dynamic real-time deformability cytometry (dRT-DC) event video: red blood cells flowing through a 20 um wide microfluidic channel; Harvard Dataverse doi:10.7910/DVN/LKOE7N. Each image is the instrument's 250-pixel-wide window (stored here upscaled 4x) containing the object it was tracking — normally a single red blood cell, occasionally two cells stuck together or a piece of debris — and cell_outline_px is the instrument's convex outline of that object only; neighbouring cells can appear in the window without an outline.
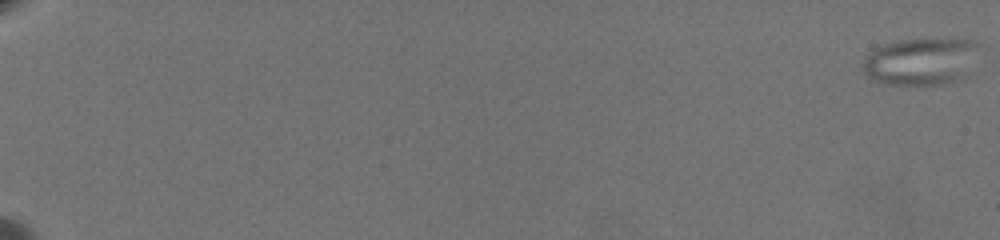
{"species": "common noctule bat (a hibernating species)", "species_latin": "Nyctalus noctula", "temperature_condition": "warm", "stored_images_in_passage": 65, "camera_frame_rate_fps": 3000, "um_per_image_px": 0.085, "animal": {"sex": "female", "body_mass_g": 19.5, "forearm_length_mm": 54.1}, "frame": {"image": 1, "passage_image": 1, "time_ms": 0.0, "image_size_px": [1000, 240], "cell_outline_px": [[976, 44], [964, 80], [940, 84], [888, 84], [872, 80], [864, 72], [864, 60], [876, 48], [884, 44], [900, 40], [968, 40]], "centroid_in_image_um": [78.2, 5.26], "position_along_channel_um": 6.8, "area_um2": 30.75}}
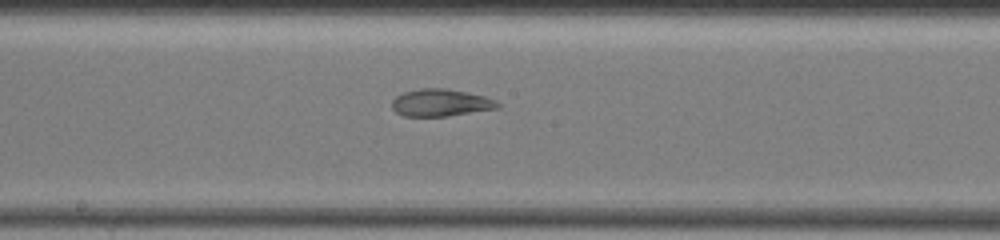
{"frame": {"image": 2, "passage_image": 40, "time_ms": 13.0, "image_size_px": [1000, 240], "cell_outline_px": [[500, 108], [448, 116], [404, 116], [396, 112], [392, 108], [392, 100], [396, 96], [404, 92], [420, 88], [448, 88], [468, 92], [484, 96], [496, 100], [500, 104]], "centroid_in_image_um": [37.48, 8.72], "position_along_channel_um": 210.7, "area_um2": 16.94}}
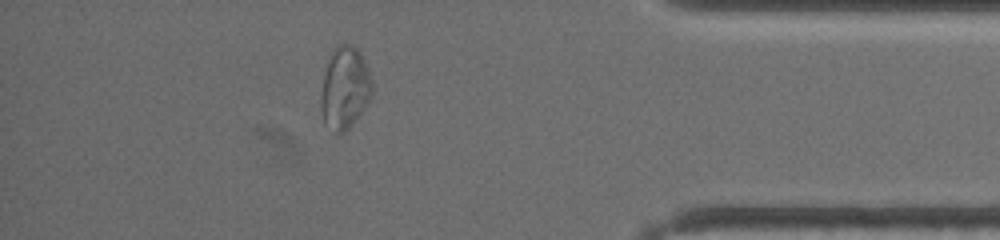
{"frame": {"image": 3, "passage_image": 59, "time_ms": 19.333, "image_size_px": [1000, 240], "cell_outline_px": [[372, 96], [348, 128], [340, 132], [336, 132], [324, 124], [320, 108], [320, 96], [324, 76], [328, 60], [332, 48], [336, 44], [352, 44], [360, 52], [368, 72], [372, 84]], "centroid_in_image_um": [29.27, 7.44], "position_along_channel_um": 405.9, "area_um2": 24.16}, "authors_computed_cell_mechanics": {"area_um2": 25.9522, "velocity_mm_per_s": 3.4849, "shape_relaxation_time_tau1_ms": null, "shape_relaxation_time_tau2_ms": 1.938, "deformation_change_tau1": null, "deformation_change_tau2": 0.0867}}